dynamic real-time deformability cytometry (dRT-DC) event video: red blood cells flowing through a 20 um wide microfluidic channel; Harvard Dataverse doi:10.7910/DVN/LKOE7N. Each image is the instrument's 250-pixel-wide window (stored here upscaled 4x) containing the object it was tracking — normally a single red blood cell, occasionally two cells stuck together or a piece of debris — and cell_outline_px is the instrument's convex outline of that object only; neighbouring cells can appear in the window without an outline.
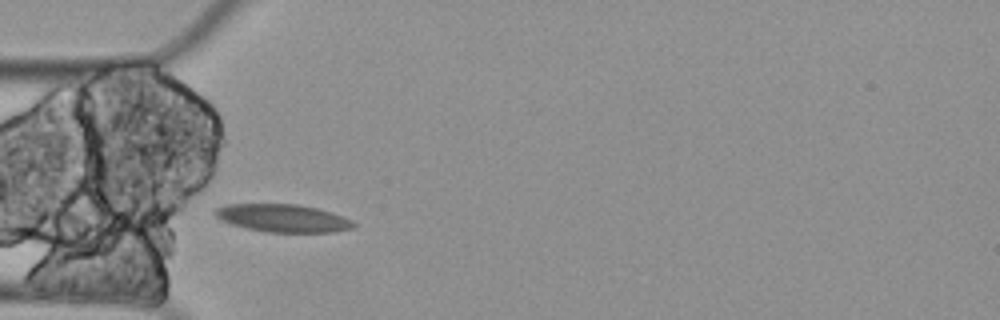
{"species": "Egyptian fruit bat (a non-hibernating species)", "species_latin": "Rousettus aegyptiacus", "temperature_condition": "cold", "stored_images_in_passage": 7, "camera_frame_rate_fps": 3000, "um_per_image_px": 0.085, "animal": {"sex": "female"}, "frame": {"image": 1, "passage_image": 4, "time_ms": 1.0, "image_size_px": [1000, 320], "cell_outline_px": [[356, 224], [352, 228], [336, 232], [268, 232], [244, 228], [220, 220], [212, 212], [216, 208], [228, 204], [300, 204], [332, 212], [352, 220]], "centroid_in_image_um": [24.04, 18.54], "position_along_channel_um": 61.0, "area_um2": 22.54}}
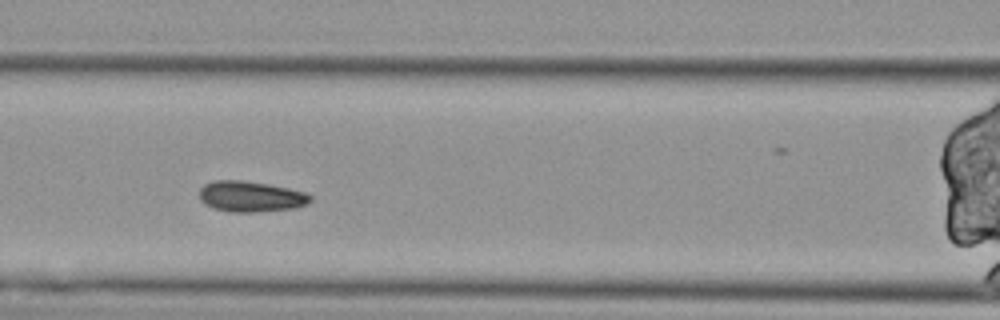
{"frame": {"image": 2, "passage_image": 6, "time_ms": 1.667, "image_size_px": [1000, 320], "cell_outline_px": [[312, 200], [308, 204], [296, 208], [256, 212], [232, 212], [216, 208], [204, 204], [200, 200], [200, 188], [204, 184], [212, 180], [240, 180], [268, 184], [308, 192], [312, 196]], "centroid_in_image_um": [21.35, 16.7], "position_along_channel_um": 145.3, "area_um2": 20.06}}
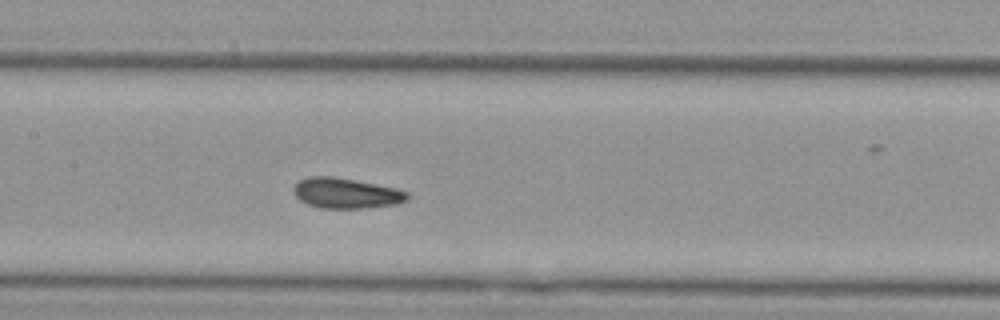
{"frame": {"image": 3, "passage_image": 7, "time_ms": 2.0, "image_size_px": [1000, 320], "cell_outline_px": [[408, 200], [396, 204], [360, 208], [320, 208], [308, 204], [300, 200], [296, 196], [292, 188], [300, 180], [308, 176], [332, 176], [356, 180], [396, 188], [408, 192]], "centroid_in_image_um": [29.41, 16.41], "position_along_channel_um": 178.0, "area_um2": 20.06}}